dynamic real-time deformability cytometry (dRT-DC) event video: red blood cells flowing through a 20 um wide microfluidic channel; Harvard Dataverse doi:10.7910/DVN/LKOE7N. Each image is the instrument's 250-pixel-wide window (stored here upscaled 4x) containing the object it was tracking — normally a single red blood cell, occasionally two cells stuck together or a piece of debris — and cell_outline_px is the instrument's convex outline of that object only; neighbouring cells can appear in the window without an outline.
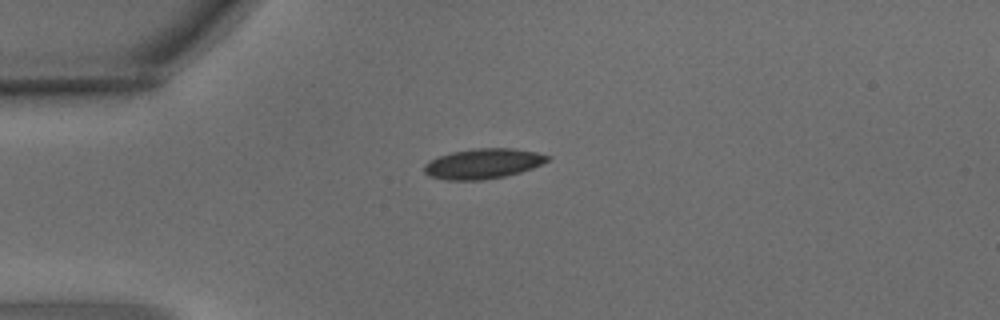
{"species": "common noctule bat (a hibernating species)", "species_latin": "Nyctalus noctula", "temperature_condition": "warm", "stored_images_in_passage": 4, "camera_frame_rate_fps": 3000, "um_per_image_px": 0.085, "animal": {"sex": "male", "body_mass_g": 15.6}, "frame": {"image": 1, "passage_image": 1, "time_ms": 0.0, "image_size_px": [1000, 320], "cell_outline_px": [[552, 156], [548, 160], [532, 168], [520, 172], [504, 176], [484, 180], [444, 180], [428, 176], [424, 172], [424, 164], [428, 160], [452, 152], [472, 148], [512, 148], [536, 152]], "centroid_in_image_um": [41.02, 13.91], "position_along_channel_um": 44.0, "area_um2": 21.73}}
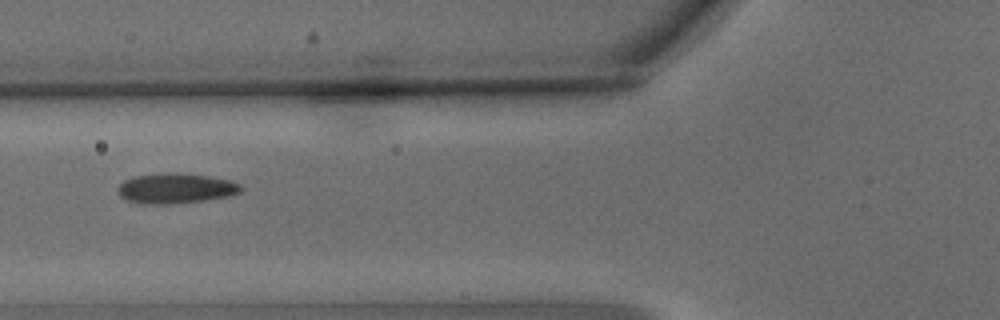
{"frame": {"image": 2, "passage_image": 3, "time_ms": 0.667, "image_size_px": [1000, 320], "cell_outline_px": [[244, 188], [240, 192], [228, 196], [204, 200], [172, 204], [144, 204], [128, 200], [120, 196], [120, 184], [124, 180], [136, 176], [172, 172], [176, 172], [208, 176], [232, 180], [240, 184]], "centroid_in_image_um": [14.99, 16.01], "position_along_channel_um": 110.8, "area_um2": 21.5}}
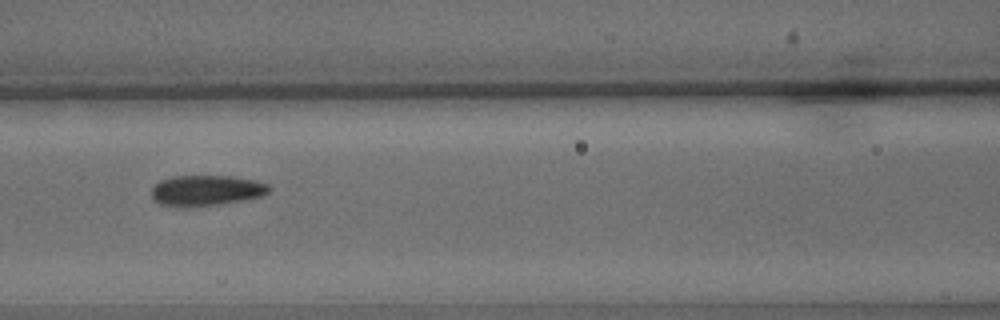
{"frame": {"image": 3, "passage_image": 4, "time_ms": 1.0, "image_size_px": [1000, 320], "cell_outline_px": [[272, 188], [264, 196], [220, 204], [184, 208], [176, 208], [160, 204], [152, 200], [152, 188], [160, 180], [172, 176], [232, 176], [256, 180], [268, 184]], "centroid_in_image_um": [17.52, 16.2], "position_along_channel_um": 149.1, "area_um2": 21.39}}